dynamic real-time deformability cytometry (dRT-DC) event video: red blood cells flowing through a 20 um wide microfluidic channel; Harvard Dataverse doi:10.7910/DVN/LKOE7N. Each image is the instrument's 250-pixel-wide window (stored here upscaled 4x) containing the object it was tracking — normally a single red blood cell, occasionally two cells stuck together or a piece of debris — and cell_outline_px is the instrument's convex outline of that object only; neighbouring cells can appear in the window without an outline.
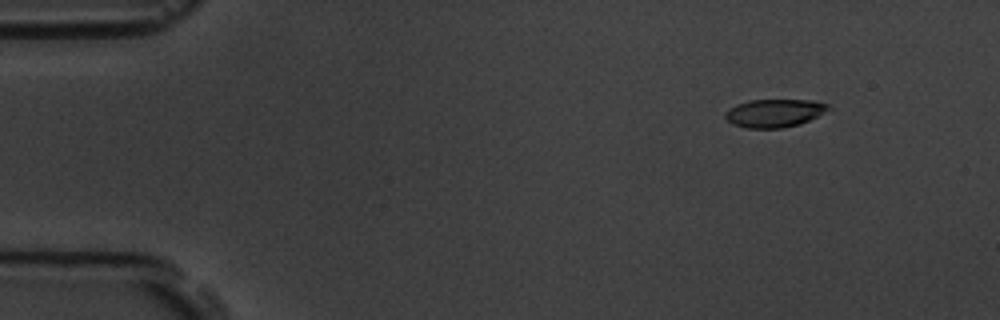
{"species": "common noctule bat (a hibernating species)", "species_latin": "Nyctalus noctula", "temperature_condition": "room temperature", "stored_images_in_passage": 5, "camera_frame_rate_fps": 3000, "um_per_image_px": 0.085, "animal": {"sex": "male", "body_mass_g": 19.5, "forearm_length_mm": 54.6}, "frame": {"image": 1, "passage_image": 2, "time_ms": 2.0, "image_size_px": [1000, 320], "cell_outline_px": [[832, 108], [800, 124], [784, 128], [748, 128], [732, 124], [724, 116], [724, 112], [728, 108], [736, 104], [748, 100], [808, 100], [828, 104]], "centroid_in_image_um": [65.78, 9.61], "position_along_channel_um": 19.2, "area_um2": 16.88}}
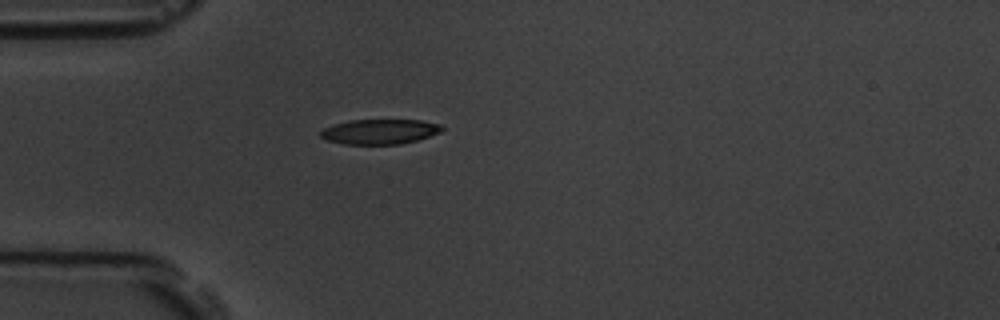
{"frame": {"image": 2, "passage_image": 5, "time_ms": 5.333, "image_size_px": [1000, 320], "cell_outline_px": [[444, 128], [440, 132], [416, 140], [400, 144], [344, 144], [328, 140], [320, 136], [320, 132], [324, 128], [332, 124], [348, 120], [420, 120], [440, 124]], "centroid_in_image_um": [32.25, 11.18], "position_along_channel_um": 52.7, "area_um2": 17.57}}